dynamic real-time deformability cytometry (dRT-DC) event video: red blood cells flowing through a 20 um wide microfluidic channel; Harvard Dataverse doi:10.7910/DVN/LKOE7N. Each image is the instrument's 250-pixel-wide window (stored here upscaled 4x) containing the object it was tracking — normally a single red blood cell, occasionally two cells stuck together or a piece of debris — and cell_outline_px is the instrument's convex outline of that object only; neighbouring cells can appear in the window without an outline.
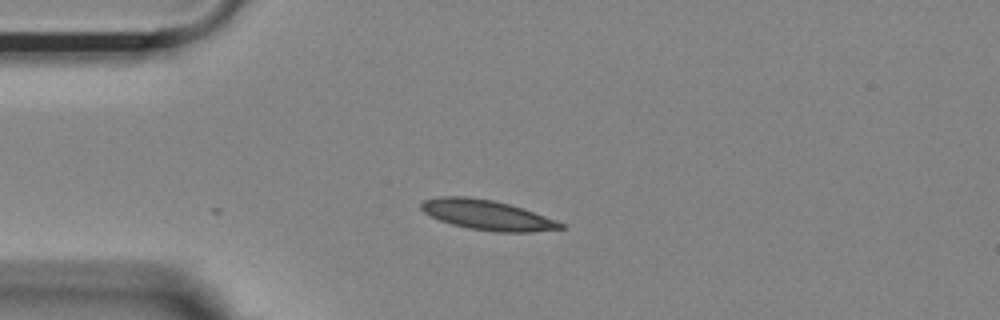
{"species": "Egyptian fruit bat (a non-hibernating species)", "species_latin": "Rousettus aegyptiacus", "temperature_condition": "room temperature", "stored_images_in_passage": 5, "camera_frame_rate_fps": 3000, "um_per_image_px": 0.085, "animal": {"sex": "female"}, "frame": {"image": 1, "passage_image": 1, "time_ms": 0.0, "image_size_px": [1000, 320], "cell_outline_px": [[564, 228], [532, 232], [496, 232], [468, 228], [452, 224], [440, 220], [424, 212], [420, 208], [420, 204], [424, 200], [440, 196], [468, 196], [492, 200], [524, 208], [556, 220], [564, 224]], "centroid_in_image_um": [41.41, 18.27], "position_along_channel_um": 43.6, "area_um2": 24.28}}